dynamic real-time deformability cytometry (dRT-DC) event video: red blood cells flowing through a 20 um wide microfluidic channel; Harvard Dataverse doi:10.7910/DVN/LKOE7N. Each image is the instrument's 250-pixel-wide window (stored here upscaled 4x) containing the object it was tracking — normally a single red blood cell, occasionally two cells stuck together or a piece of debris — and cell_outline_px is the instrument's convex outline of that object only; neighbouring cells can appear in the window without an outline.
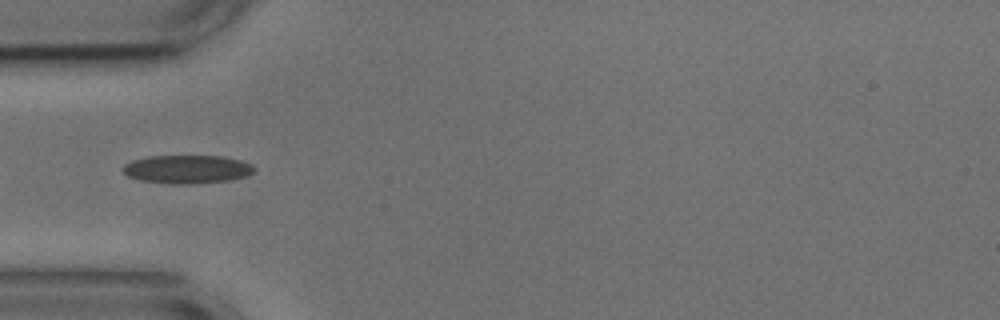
{"species": "common noctule bat (a hibernating species)", "species_latin": "Nyctalus noctula", "temperature_condition": "cold", "stored_images_in_passage": 11, "camera_frame_rate_fps": 3000, "um_per_image_px": 0.085, "animal": {"sex": "male", "body_mass_g": 17.9, "forearm_length_mm": 54.2}, "frame": {"image": 1, "passage_image": 2, "time_ms": 0.333, "image_size_px": [1000, 320], "cell_outline_px": [[256, 168], [248, 176], [228, 180], [192, 184], [172, 184], [140, 180], [128, 176], [120, 168], [124, 164], [132, 160], [148, 156], [220, 156], [240, 160], [252, 164]], "centroid_in_image_um": [15.89, 14.38], "position_along_channel_um": 69.1, "area_um2": 21.79}}